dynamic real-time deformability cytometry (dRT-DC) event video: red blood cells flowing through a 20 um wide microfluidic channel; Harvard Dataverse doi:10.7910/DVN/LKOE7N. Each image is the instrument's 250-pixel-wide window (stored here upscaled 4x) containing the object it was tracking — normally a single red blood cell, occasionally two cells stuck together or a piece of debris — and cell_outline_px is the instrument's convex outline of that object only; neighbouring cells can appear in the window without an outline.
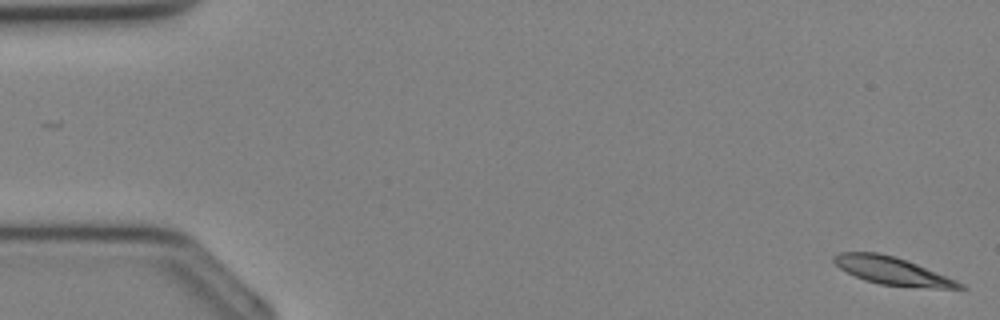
{"species": "Egyptian fruit bat (a non-hibernating species)", "species_latin": "Rousettus aegyptiacus", "temperature_condition": "cold", "stored_images_in_passage": 36, "camera_frame_rate_fps": 3000, "um_per_image_px": 0.085, "animal": {"sex": "female"}, "frame": {"image": 1, "passage_image": 1, "time_ms": 0.0, "image_size_px": [1000, 320], "cell_outline_px": [[968, 288], [932, 288], [880, 284], [864, 280], [840, 268], [832, 260], [832, 256], [840, 252], [876, 252], [892, 256], [916, 264], [956, 280], [964, 284]], "centroid_in_image_um": [75.82, 23.02], "position_along_channel_um": 9.2, "area_um2": 19.88}}
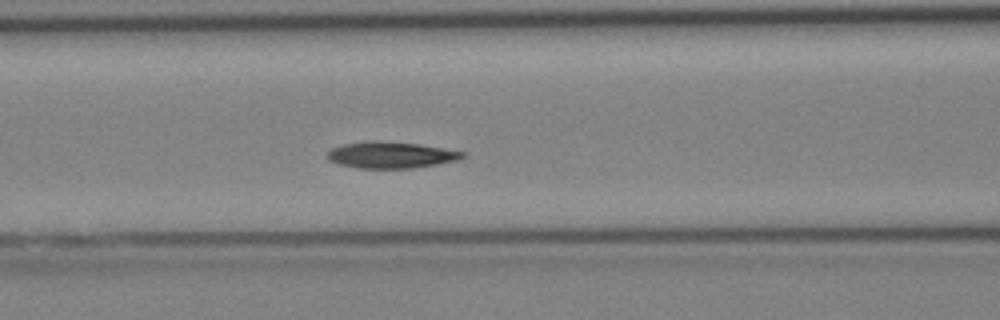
{"frame": {"image": 2, "passage_image": 15, "time_ms": 4.667, "image_size_px": [1000, 320], "cell_outline_px": [[468, 156], [456, 160], [436, 164], [412, 168], [356, 168], [340, 164], [328, 160], [328, 152], [332, 148], [344, 144], [368, 140], [376, 140], [420, 144], [468, 152]], "centroid_in_image_um": [33.26, 13.16], "position_along_channel_um": 133.3, "area_um2": 20.92}}
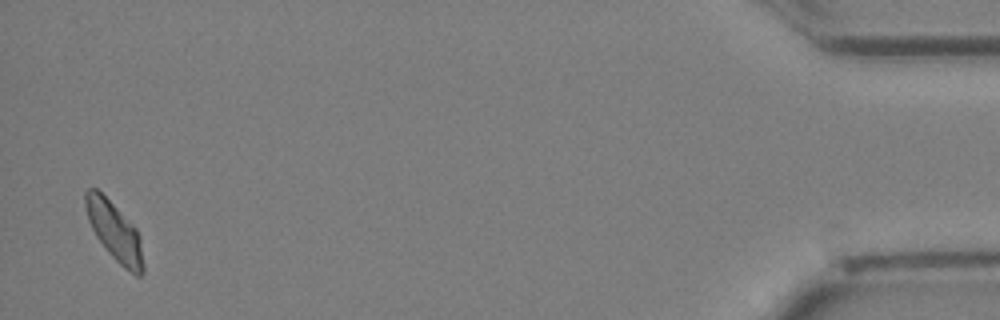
{"frame": {"image": 3, "passage_image": 35, "time_ms": 11.333, "image_size_px": [1000, 320], "cell_outline_px": [[144, 272], [140, 276], [136, 276], [124, 268], [108, 252], [96, 236], [88, 220], [84, 204], [84, 192], [88, 188], [96, 188], [136, 228], [140, 236], [144, 264]], "centroid_in_image_um": [9.74, 19.7], "position_along_channel_um": 425.5, "area_um2": 19.59}}